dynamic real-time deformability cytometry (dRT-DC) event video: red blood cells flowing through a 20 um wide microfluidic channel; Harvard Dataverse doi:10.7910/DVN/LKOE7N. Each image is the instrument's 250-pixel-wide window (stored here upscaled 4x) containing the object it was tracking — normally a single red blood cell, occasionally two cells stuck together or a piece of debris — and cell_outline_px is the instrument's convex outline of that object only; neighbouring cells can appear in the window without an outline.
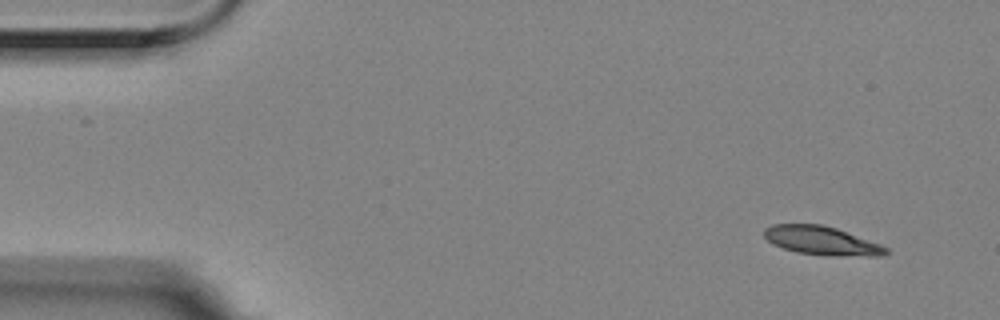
{"species": "Egyptian fruit bat (a non-hibernating species)", "species_latin": "Rousettus aegyptiacus", "temperature_condition": "room temperature", "stored_images_in_passage": 3, "camera_frame_rate_fps": 3000, "um_per_image_px": 0.085, "animal": {"sex": "female"}, "frame": {"image": 1, "passage_image": 3, "time_ms": 0.667, "image_size_px": [1000, 320], "cell_outline_px": [[888, 252], [880, 256], [828, 256], [796, 252], [772, 244], [764, 236], [764, 228], [772, 224], [820, 224], [836, 228], [880, 244], [888, 248]], "centroid_in_image_um": [69.83, 20.46], "position_along_channel_um": 15.2, "area_um2": 20.35}}